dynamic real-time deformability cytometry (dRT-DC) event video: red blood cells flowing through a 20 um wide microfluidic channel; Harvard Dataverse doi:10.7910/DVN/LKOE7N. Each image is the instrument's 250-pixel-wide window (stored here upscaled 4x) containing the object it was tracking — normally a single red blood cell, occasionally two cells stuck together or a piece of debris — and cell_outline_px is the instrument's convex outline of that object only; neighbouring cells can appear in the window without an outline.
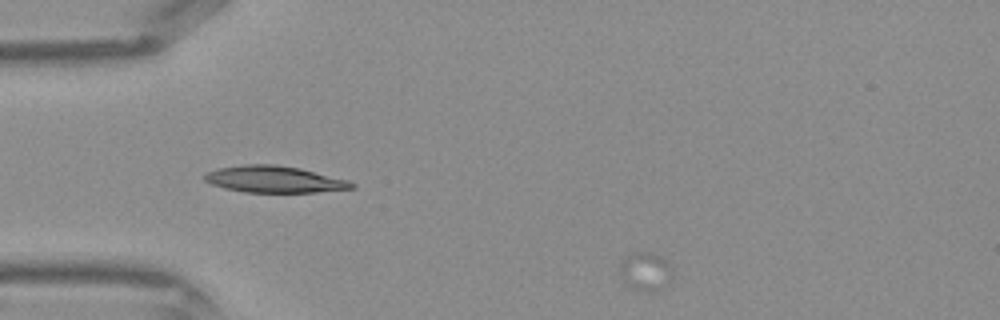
{"species": "Egyptian fruit bat (a non-hibernating species)", "species_latin": "Rousettus aegyptiacus", "temperature_condition": "warm", "stored_images_in_passage": 14, "camera_frame_rate_fps": 3000, "um_per_image_px": 0.085, "frame": {"image": 1, "passage_image": 3, "time_ms": 0.667, "image_size_px": [1000, 320], "cell_outline_px": [[672, 276], [668, 284], [660, 292], [648, 292], [632, 288], [624, 280], [620, 272], [620, 264], [624, 256], [636, 252], [648, 252], [660, 256], [668, 264], [672, 272]], "centroid_in_image_um": [54.88, 23.1], "position_along_channel_um": 30.1, "area_um2": 11.79}}